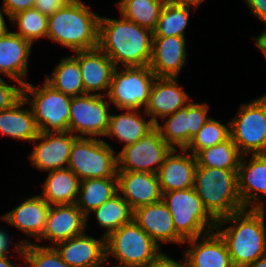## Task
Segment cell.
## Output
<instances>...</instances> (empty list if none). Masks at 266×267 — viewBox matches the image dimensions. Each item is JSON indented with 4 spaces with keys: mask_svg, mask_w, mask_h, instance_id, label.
<instances>
[{
    "mask_svg": "<svg viewBox=\"0 0 266 267\" xmlns=\"http://www.w3.org/2000/svg\"><path fill=\"white\" fill-rule=\"evenodd\" d=\"M153 31L125 19L100 16L98 48L114 63L124 67L149 66Z\"/></svg>",
    "mask_w": 266,
    "mask_h": 267,
    "instance_id": "1",
    "label": "cell"
},
{
    "mask_svg": "<svg viewBox=\"0 0 266 267\" xmlns=\"http://www.w3.org/2000/svg\"><path fill=\"white\" fill-rule=\"evenodd\" d=\"M227 223L233 225L220 229ZM234 267L255 262L266 253L265 208H244L217 221Z\"/></svg>",
    "mask_w": 266,
    "mask_h": 267,
    "instance_id": "2",
    "label": "cell"
},
{
    "mask_svg": "<svg viewBox=\"0 0 266 267\" xmlns=\"http://www.w3.org/2000/svg\"><path fill=\"white\" fill-rule=\"evenodd\" d=\"M99 19L81 0H70L48 17L47 38L74 52L98 48Z\"/></svg>",
    "mask_w": 266,
    "mask_h": 267,
    "instance_id": "3",
    "label": "cell"
},
{
    "mask_svg": "<svg viewBox=\"0 0 266 267\" xmlns=\"http://www.w3.org/2000/svg\"><path fill=\"white\" fill-rule=\"evenodd\" d=\"M238 170L197 167L194 188L205 209L220 220L244 209L238 193Z\"/></svg>",
    "mask_w": 266,
    "mask_h": 267,
    "instance_id": "4",
    "label": "cell"
},
{
    "mask_svg": "<svg viewBox=\"0 0 266 267\" xmlns=\"http://www.w3.org/2000/svg\"><path fill=\"white\" fill-rule=\"evenodd\" d=\"M162 200L184 241L214 231L217 221L205 209L194 187L162 193Z\"/></svg>",
    "mask_w": 266,
    "mask_h": 267,
    "instance_id": "5",
    "label": "cell"
},
{
    "mask_svg": "<svg viewBox=\"0 0 266 267\" xmlns=\"http://www.w3.org/2000/svg\"><path fill=\"white\" fill-rule=\"evenodd\" d=\"M160 249L134 220L106 237V260L112 256L127 267H148L163 253Z\"/></svg>",
    "mask_w": 266,
    "mask_h": 267,
    "instance_id": "6",
    "label": "cell"
},
{
    "mask_svg": "<svg viewBox=\"0 0 266 267\" xmlns=\"http://www.w3.org/2000/svg\"><path fill=\"white\" fill-rule=\"evenodd\" d=\"M23 97L33 111L40 132L69 131L72 96L56 90L45 80L40 88L24 84Z\"/></svg>",
    "mask_w": 266,
    "mask_h": 267,
    "instance_id": "7",
    "label": "cell"
},
{
    "mask_svg": "<svg viewBox=\"0 0 266 267\" xmlns=\"http://www.w3.org/2000/svg\"><path fill=\"white\" fill-rule=\"evenodd\" d=\"M67 168L80 180L113 178L117 174V155L103 140L78 137L71 147Z\"/></svg>",
    "mask_w": 266,
    "mask_h": 267,
    "instance_id": "8",
    "label": "cell"
},
{
    "mask_svg": "<svg viewBox=\"0 0 266 267\" xmlns=\"http://www.w3.org/2000/svg\"><path fill=\"white\" fill-rule=\"evenodd\" d=\"M113 71L109 92L106 94L119 110H139L147 105L156 75L149 66H130Z\"/></svg>",
    "mask_w": 266,
    "mask_h": 267,
    "instance_id": "9",
    "label": "cell"
},
{
    "mask_svg": "<svg viewBox=\"0 0 266 267\" xmlns=\"http://www.w3.org/2000/svg\"><path fill=\"white\" fill-rule=\"evenodd\" d=\"M230 122V137L242 155L266 154V105L257 98L240 106Z\"/></svg>",
    "mask_w": 266,
    "mask_h": 267,
    "instance_id": "10",
    "label": "cell"
},
{
    "mask_svg": "<svg viewBox=\"0 0 266 267\" xmlns=\"http://www.w3.org/2000/svg\"><path fill=\"white\" fill-rule=\"evenodd\" d=\"M106 95L101 93L72 97L69 131L78 137L105 136L109 128L110 113ZM79 132L80 134H75Z\"/></svg>",
    "mask_w": 266,
    "mask_h": 267,
    "instance_id": "11",
    "label": "cell"
},
{
    "mask_svg": "<svg viewBox=\"0 0 266 267\" xmlns=\"http://www.w3.org/2000/svg\"><path fill=\"white\" fill-rule=\"evenodd\" d=\"M172 148L155 127L132 145L123 147L117 155V171H134L157 174ZM156 166V167H153Z\"/></svg>",
    "mask_w": 266,
    "mask_h": 267,
    "instance_id": "12",
    "label": "cell"
},
{
    "mask_svg": "<svg viewBox=\"0 0 266 267\" xmlns=\"http://www.w3.org/2000/svg\"><path fill=\"white\" fill-rule=\"evenodd\" d=\"M208 105L190 102L186 107L177 110L174 114L164 118L168 119L163 127L158 122L156 128L161 137L172 148L186 149L191 140L201 130L203 125L210 119L207 116ZM170 116V117H169Z\"/></svg>",
    "mask_w": 266,
    "mask_h": 267,
    "instance_id": "13",
    "label": "cell"
},
{
    "mask_svg": "<svg viewBox=\"0 0 266 267\" xmlns=\"http://www.w3.org/2000/svg\"><path fill=\"white\" fill-rule=\"evenodd\" d=\"M77 138L70 131L40 132L33 141L35 147L29 156L32 165L43 171L66 169L71 147ZM39 140L41 142L35 143Z\"/></svg>",
    "mask_w": 266,
    "mask_h": 267,
    "instance_id": "14",
    "label": "cell"
},
{
    "mask_svg": "<svg viewBox=\"0 0 266 267\" xmlns=\"http://www.w3.org/2000/svg\"><path fill=\"white\" fill-rule=\"evenodd\" d=\"M177 78L156 77L144 114L151 115L150 119L157 124L158 117L163 118L174 114L177 110L186 107L191 100L189 95L178 85ZM189 100V101H188Z\"/></svg>",
    "mask_w": 266,
    "mask_h": 267,
    "instance_id": "15",
    "label": "cell"
},
{
    "mask_svg": "<svg viewBox=\"0 0 266 267\" xmlns=\"http://www.w3.org/2000/svg\"><path fill=\"white\" fill-rule=\"evenodd\" d=\"M244 157L246 155H242L237 172L240 200L244 208H264L259 200L266 198V154H251L249 163Z\"/></svg>",
    "mask_w": 266,
    "mask_h": 267,
    "instance_id": "16",
    "label": "cell"
},
{
    "mask_svg": "<svg viewBox=\"0 0 266 267\" xmlns=\"http://www.w3.org/2000/svg\"><path fill=\"white\" fill-rule=\"evenodd\" d=\"M180 151L183 154H179L177 148L172 149L157 172L162 193L189 189L195 185L196 156L188 154L185 149Z\"/></svg>",
    "mask_w": 266,
    "mask_h": 267,
    "instance_id": "17",
    "label": "cell"
},
{
    "mask_svg": "<svg viewBox=\"0 0 266 267\" xmlns=\"http://www.w3.org/2000/svg\"><path fill=\"white\" fill-rule=\"evenodd\" d=\"M118 191L124 200L135 209L162 200V192L155 173L117 171Z\"/></svg>",
    "mask_w": 266,
    "mask_h": 267,
    "instance_id": "18",
    "label": "cell"
},
{
    "mask_svg": "<svg viewBox=\"0 0 266 267\" xmlns=\"http://www.w3.org/2000/svg\"><path fill=\"white\" fill-rule=\"evenodd\" d=\"M87 225L86 216L76 204L50 206L45 230L38 239L51 240L57 243L68 240L85 232Z\"/></svg>",
    "mask_w": 266,
    "mask_h": 267,
    "instance_id": "19",
    "label": "cell"
},
{
    "mask_svg": "<svg viewBox=\"0 0 266 267\" xmlns=\"http://www.w3.org/2000/svg\"><path fill=\"white\" fill-rule=\"evenodd\" d=\"M133 220L160 246L162 243H182L172 215L163 200L141 206L133 211Z\"/></svg>",
    "mask_w": 266,
    "mask_h": 267,
    "instance_id": "20",
    "label": "cell"
},
{
    "mask_svg": "<svg viewBox=\"0 0 266 267\" xmlns=\"http://www.w3.org/2000/svg\"><path fill=\"white\" fill-rule=\"evenodd\" d=\"M63 261L71 267H97L106 260V238L100 240L82 233L55 246Z\"/></svg>",
    "mask_w": 266,
    "mask_h": 267,
    "instance_id": "21",
    "label": "cell"
},
{
    "mask_svg": "<svg viewBox=\"0 0 266 267\" xmlns=\"http://www.w3.org/2000/svg\"><path fill=\"white\" fill-rule=\"evenodd\" d=\"M185 37H153L150 69L156 77L177 78L186 63Z\"/></svg>",
    "mask_w": 266,
    "mask_h": 267,
    "instance_id": "22",
    "label": "cell"
},
{
    "mask_svg": "<svg viewBox=\"0 0 266 267\" xmlns=\"http://www.w3.org/2000/svg\"><path fill=\"white\" fill-rule=\"evenodd\" d=\"M73 57L78 61L86 94L110 89L113 71L112 60L99 48L75 51Z\"/></svg>",
    "mask_w": 266,
    "mask_h": 267,
    "instance_id": "23",
    "label": "cell"
},
{
    "mask_svg": "<svg viewBox=\"0 0 266 267\" xmlns=\"http://www.w3.org/2000/svg\"><path fill=\"white\" fill-rule=\"evenodd\" d=\"M187 242L191 247L184 251V257L189 267H234L226 243L216 231Z\"/></svg>",
    "mask_w": 266,
    "mask_h": 267,
    "instance_id": "24",
    "label": "cell"
},
{
    "mask_svg": "<svg viewBox=\"0 0 266 267\" xmlns=\"http://www.w3.org/2000/svg\"><path fill=\"white\" fill-rule=\"evenodd\" d=\"M32 43L15 32H7L0 37V73L15 80L19 86L27 82L28 58Z\"/></svg>",
    "mask_w": 266,
    "mask_h": 267,
    "instance_id": "25",
    "label": "cell"
},
{
    "mask_svg": "<svg viewBox=\"0 0 266 267\" xmlns=\"http://www.w3.org/2000/svg\"><path fill=\"white\" fill-rule=\"evenodd\" d=\"M50 205L40 196L29 197L0 219L37 240L42 236Z\"/></svg>",
    "mask_w": 266,
    "mask_h": 267,
    "instance_id": "26",
    "label": "cell"
},
{
    "mask_svg": "<svg viewBox=\"0 0 266 267\" xmlns=\"http://www.w3.org/2000/svg\"><path fill=\"white\" fill-rule=\"evenodd\" d=\"M28 104L22 97L11 108L0 111V132L14 139L33 142L40 131L32 109H22Z\"/></svg>",
    "mask_w": 266,
    "mask_h": 267,
    "instance_id": "27",
    "label": "cell"
},
{
    "mask_svg": "<svg viewBox=\"0 0 266 267\" xmlns=\"http://www.w3.org/2000/svg\"><path fill=\"white\" fill-rule=\"evenodd\" d=\"M80 181L69 168L49 171L40 196L50 206L76 204Z\"/></svg>",
    "mask_w": 266,
    "mask_h": 267,
    "instance_id": "28",
    "label": "cell"
},
{
    "mask_svg": "<svg viewBox=\"0 0 266 267\" xmlns=\"http://www.w3.org/2000/svg\"><path fill=\"white\" fill-rule=\"evenodd\" d=\"M138 110H127L123 114L110 115L109 128L105 136L116 138L122 142H125L123 147L132 145L140 138L146 136L151 132L156 124L149 119L145 121L138 114Z\"/></svg>",
    "mask_w": 266,
    "mask_h": 267,
    "instance_id": "29",
    "label": "cell"
},
{
    "mask_svg": "<svg viewBox=\"0 0 266 267\" xmlns=\"http://www.w3.org/2000/svg\"><path fill=\"white\" fill-rule=\"evenodd\" d=\"M117 174L113 178L84 179L80 181L77 207L86 216L118 193Z\"/></svg>",
    "mask_w": 266,
    "mask_h": 267,
    "instance_id": "30",
    "label": "cell"
},
{
    "mask_svg": "<svg viewBox=\"0 0 266 267\" xmlns=\"http://www.w3.org/2000/svg\"><path fill=\"white\" fill-rule=\"evenodd\" d=\"M46 80L56 90L72 96L85 95L81 70L78 61L73 57H64Z\"/></svg>",
    "mask_w": 266,
    "mask_h": 267,
    "instance_id": "31",
    "label": "cell"
},
{
    "mask_svg": "<svg viewBox=\"0 0 266 267\" xmlns=\"http://www.w3.org/2000/svg\"><path fill=\"white\" fill-rule=\"evenodd\" d=\"M164 0H120L117 6L125 19L154 31L157 27Z\"/></svg>",
    "mask_w": 266,
    "mask_h": 267,
    "instance_id": "32",
    "label": "cell"
},
{
    "mask_svg": "<svg viewBox=\"0 0 266 267\" xmlns=\"http://www.w3.org/2000/svg\"><path fill=\"white\" fill-rule=\"evenodd\" d=\"M197 167L238 170L242 154L229 137L222 143L200 150L196 155Z\"/></svg>",
    "mask_w": 266,
    "mask_h": 267,
    "instance_id": "33",
    "label": "cell"
},
{
    "mask_svg": "<svg viewBox=\"0 0 266 267\" xmlns=\"http://www.w3.org/2000/svg\"><path fill=\"white\" fill-rule=\"evenodd\" d=\"M93 212L99 225L107 230L103 235L105 238L133 220V210L119 192Z\"/></svg>",
    "mask_w": 266,
    "mask_h": 267,
    "instance_id": "34",
    "label": "cell"
},
{
    "mask_svg": "<svg viewBox=\"0 0 266 267\" xmlns=\"http://www.w3.org/2000/svg\"><path fill=\"white\" fill-rule=\"evenodd\" d=\"M20 258H24L27 267H71L62 260L59 252L54 246H40L24 240L16 244Z\"/></svg>",
    "mask_w": 266,
    "mask_h": 267,
    "instance_id": "35",
    "label": "cell"
},
{
    "mask_svg": "<svg viewBox=\"0 0 266 267\" xmlns=\"http://www.w3.org/2000/svg\"><path fill=\"white\" fill-rule=\"evenodd\" d=\"M189 7L172 6L165 4L153 37L179 36L185 37L184 30L188 25Z\"/></svg>",
    "mask_w": 266,
    "mask_h": 267,
    "instance_id": "36",
    "label": "cell"
},
{
    "mask_svg": "<svg viewBox=\"0 0 266 267\" xmlns=\"http://www.w3.org/2000/svg\"><path fill=\"white\" fill-rule=\"evenodd\" d=\"M10 21L18 25L19 32L15 33L32 44L39 38H47L48 16L35 8L16 13Z\"/></svg>",
    "mask_w": 266,
    "mask_h": 267,
    "instance_id": "37",
    "label": "cell"
},
{
    "mask_svg": "<svg viewBox=\"0 0 266 267\" xmlns=\"http://www.w3.org/2000/svg\"><path fill=\"white\" fill-rule=\"evenodd\" d=\"M229 137L230 122L226 126L210 117L185 150L196 155L200 150L222 143Z\"/></svg>",
    "mask_w": 266,
    "mask_h": 267,
    "instance_id": "38",
    "label": "cell"
},
{
    "mask_svg": "<svg viewBox=\"0 0 266 267\" xmlns=\"http://www.w3.org/2000/svg\"><path fill=\"white\" fill-rule=\"evenodd\" d=\"M23 97V86L15 87L0 77V111L11 108Z\"/></svg>",
    "mask_w": 266,
    "mask_h": 267,
    "instance_id": "39",
    "label": "cell"
},
{
    "mask_svg": "<svg viewBox=\"0 0 266 267\" xmlns=\"http://www.w3.org/2000/svg\"><path fill=\"white\" fill-rule=\"evenodd\" d=\"M69 1L70 0H34L33 8L49 17Z\"/></svg>",
    "mask_w": 266,
    "mask_h": 267,
    "instance_id": "40",
    "label": "cell"
},
{
    "mask_svg": "<svg viewBox=\"0 0 266 267\" xmlns=\"http://www.w3.org/2000/svg\"><path fill=\"white\" fill-rule=\"evenodd\" d=\"M34 5V0H3L2 7L6 10L9 20L16 13L32 9Z\"/></svg>",
    "mask_w": 266,
    "mask_h": 267,
    "instance_id": "41",
    "label": "cell"
},
{
    "mask_svg": "<svg viewBox=\"0 0 266 267\" xmlns=\"http://www.w3.org/2000/svg\"><path fill=\"white\" fill-rule=\"evenodd\" d=\"M254 16L266 25V0H245Z\"/></svg>",
    "mask_w": 266,
    "mask_h": 267,
    "instance_id": "42",
    "label": "cell"
},
{
    "mask_svg": "<svg viewBox=\"0 0 266 267\" xmlns=\"http://www.w3.org/2000/svg\"><path fill=\"white\" fill-rule=\"evenodd\" d=\"M183 260H184V262L180 263V262H177V261L169 258L166 254L162 253L148 267H189L185 257Z\"/></svg>",
    "mask_w": 266,
    "mask_h": 267,
    "instance_id": "43",
    "label": "cell"
},
{
    "mask_svg": "<svg viewBox=\"0 0 266 267\" xmlns=\"http://www.w3.org/2000/svg\"><path fill=\"white\" fill-rule=\"evenodd\" d=\"M165 4L172 6H181V7H199V5L204 2V0H164Z\"/></svg>",
    "mask_w": 266,
    "mask_h": 267,
    "instance_id": "44",
    "label": "cell"
},
{
    "mask_svg": "<svg viewBox=\"0 0 266 267\" xmlns=\"http://www.w3.org/2000/svg\"><path fill=\"white\" fill-rule=\"evenodd\" d=\"M10 237L8 233H5L3 229H0V256L1 257H8V249L10 245Z\"/></svg>",
    "mask_w": 266,
    "mask_h": 267,
    "instance_id": "45",
    "label": "cell"
},
{
    "mask_svg": "<svg viewBox=\"0 0 266 267\" xmlns=\"http://www.w3.org/2000/svg\"><path fill=\"white\" fill-rule=\"evenodd\" d=\"M2 12L5 13V15H7L6 10L2 7V11L0 10V37L8 32V29L6 28V23H5V20L3 18Z\"/></svg>",
    "mask_w": 266,
    "mask_h": 267,
    "instance_id": "46",
    "label": "cell"
},
{
    "mask_svg": "<svg viewBox=\"0 0 266 267\" xmlns=\"http://www.w3.org/2000/svg\"><path fill=\"white\" fill-rule=\"evenodd\" d=\"M255 39H256V42H255L256 47H266V28Z\"/></svg>",
    "mask_w": 266,
    "mask_h": 267,
    "instance_id": "47",
    "label": "cell"
},
{
    "mask_svg": "<svg viewBox=\"0 0 266 267\" xmlns=\"http://www.w3.org/2000/svg\"><path fill=\"white\" fill-rule=\"evenodd\" d=\"M243 267H266V253L255 262L247 264Z\"/></svg>",
    "mask_w": 266,
    "mask_h": 267,
    "instance_id": "48",
    "label": "cell"
},
{
    "mask_svg": "<svg viewBox=\"0 0 266 267\" xmlns=\"http://www.w3.org/2000/svg\"><path fill=\"white\" fill-rule=\"evenodd\" d=\"M0 267H14V264L8 257L0 256Z\"/></svg>",
    "mask_w": 266,
    "mask_h": 267,
    "instance_id": "49",
    "label": "cell"
},
{
    "mask_svg": "<svg viewBox=\"0 0 266 267\" xmlns=\"http://www.w3.org/2000/svg\"><path fill=\"white\" fill-rule=\"evenodd\" d=\"M257 48L260 49L266 57V47H257Z\"/></svg>",
    "mask_w": 266,
    "mask_h": 267,
    "instance_id": "50",
    "label": "cell"
},
{
    "mask_svg": "<svg viewBox=\"0 0 266 267\" xmlns=\"http://www.w3.org/2000/svg\"><path fill=\"white\" fill-rule=\"evenodd\" d=\"M97 267H100V265H98ZM103 267H106L103 265ZM109 267H127V266H124V265H114V266H109Z\"/></svg>",
    "mask_w": 266,
    "mask_h": 267,
    "instance_id": "51",
    "label": "cell"
},
{
    "mask_svg": "<svg viewBox=\"0 0 266 267\" xmlns=\"http://www.w3.org/2000/svg\"><path fill=\"white\" fill-rule=\"evenodd\" d=\"M260 99L265 103V105H266V94L265 95H263L262 97H260Z\"/></svg>",
    "mask_w": 266,
    "mask_h": 267,
    "instance_id": "52",
    "label": "cell"
}]
</instances>
